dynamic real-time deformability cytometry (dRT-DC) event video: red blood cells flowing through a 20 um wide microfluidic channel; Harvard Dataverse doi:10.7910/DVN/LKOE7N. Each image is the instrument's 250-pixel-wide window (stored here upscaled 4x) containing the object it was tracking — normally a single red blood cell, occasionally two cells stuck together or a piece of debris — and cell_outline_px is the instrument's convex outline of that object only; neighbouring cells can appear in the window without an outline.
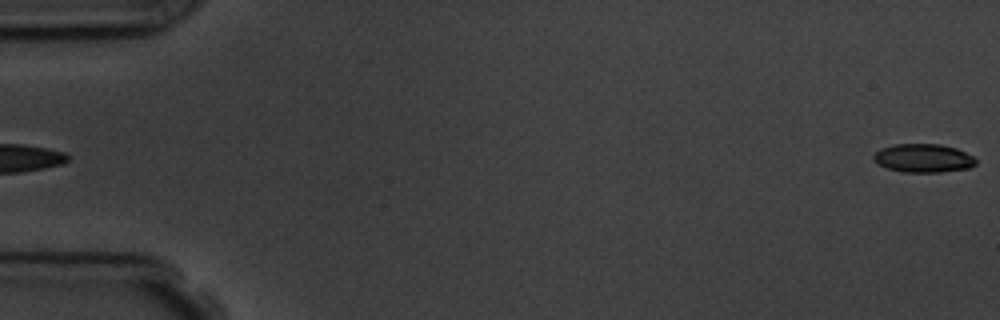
{"species": "common noctule bat (a hibernating species)", "species_latin": "Nyctalus noctula", "temperature_condition": "room temperature", "stored_images_in_passage": 5, "segment_of_instrument_passage": [2, 2], "camera_frame_rate_fps": 3000, "um_per_image_px": 0.085, "animal": {"sex": "male", "body_mass_g": 19.5, "forearm_length_mm": 54.6}, "frame": {"image": 1, "passage_image": 5, "time_ms": 4.667, "image_size_px": [1000, 320], "cell_outline_px": [[976, 164], [968, 168], [940, 172], [904, 172], [888, 168], [876, 164], [872, 160], [872, 156], [880, 148], [892, 144], [940, 144], [956, 148], [972, 156], [976, 160]], "centroid_in_image_um": [78.43, 13.44], "position_along_channel_um": 6.6, "area_um2": 17.05}}